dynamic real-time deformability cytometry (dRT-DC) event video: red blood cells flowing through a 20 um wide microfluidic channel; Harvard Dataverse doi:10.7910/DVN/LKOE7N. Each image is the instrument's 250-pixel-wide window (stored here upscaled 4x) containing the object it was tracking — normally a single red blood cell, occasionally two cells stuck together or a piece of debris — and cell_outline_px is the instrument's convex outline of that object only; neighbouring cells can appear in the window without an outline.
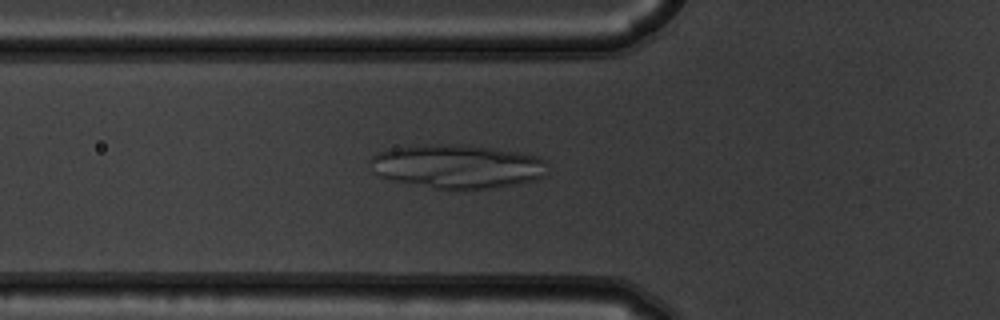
{"species": "common noctule bat (a hibernating species)", "species_latin": "Nyctalus noctula", "temperature_condition": "warm", "stored_images_in_passage": 51, "camera_frame_rate_fps": 3000, "um_per_image_px": 0.085, "animal": {"sex": "male", "body_mass_g": 19.5, "forearm_length_mm": 54.6}, "frame": {"image": 1, "passage_image": 20, "time_ms": 6.333, "image_size_px": [1000, 320], "cell_outline_px": [[548, 172], [544, 176], [536, 180], [492, 188], [464, 192], [448, 192], [392, 180], [380, 176], [376, 172], [368, 160], [376, 152], [384, 148], [424, 144], [464, 144], [496, 148], [520, 152], [540, 156], [548, 160]], "centroid_in_image_um": [38.9, 14.16], "position_along_channel_um": 86.9, "area_um2": 47.11}}
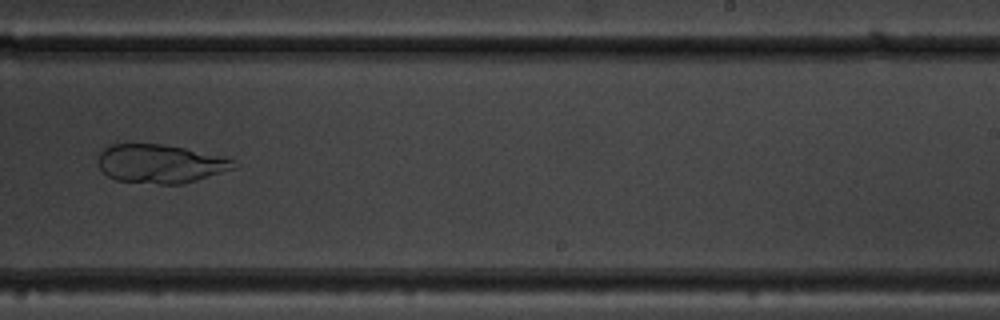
{"frame": {"image": 2, "passage_image": 35, "time_ms": 11.333, "image_size_px": [1000, 320], "cell_outline_px": [[236, 168], [184, 184], [160, 184], [116, 180], [108, 176], [100, 168], [100, 152], [104, 148], [112, 144], [160, 144], [184, 148], [224, 156], [232, 160]], "centroid_in_image_um": [13.64, 13.92], "position_along_channel_um": 275.4, "area_um2": 30.29}}
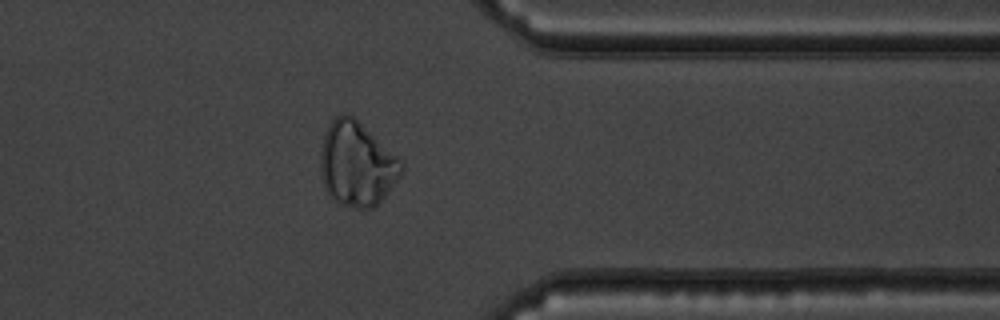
{"frame": {"image": 3, "passage_image": 44, "time_ms": 14.333, "image_size_px": [1000, 320], "cell_outline_px": [[404, 168], [400, 176], [388, 192], [372, 208], [356, 208], [340, 204], [332, 200], [328, 196], [324, 188], [320, 172], [320, 152], [324, 136], [332, 120], [336, 116], [344, 112], [352, 116], [396, 156], [404, 164]], "centroid_in_image_um": [30.29, 13.98], "position_along_channel_um": 381.1, "area_um2": 39.42}}